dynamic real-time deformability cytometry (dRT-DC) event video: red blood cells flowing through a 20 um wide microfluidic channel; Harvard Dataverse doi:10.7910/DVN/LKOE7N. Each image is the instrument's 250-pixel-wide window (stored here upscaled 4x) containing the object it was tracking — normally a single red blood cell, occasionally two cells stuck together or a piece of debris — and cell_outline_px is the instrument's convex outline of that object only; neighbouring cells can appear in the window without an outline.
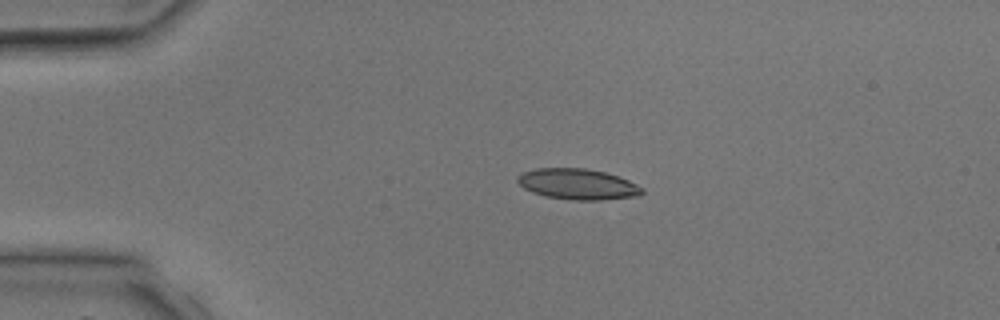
{"species": "common noctule bat (a hibernating species)", "species_latin": "Nyctalus noctula", "temperature_condition": "room temperature", "stored_images_in_passage": 4, "camera_frame_rate_fps": 3000, "um_per_image_px": 0.085, "animal": {"sex": "male", "body_mass_g": 17.9, "forearm_length_mm": 54.2}, "frame": {"image": 1, "passage_image": 2, "time_ms": 1.0, "image_size_px": [1000, 320], "cell_outline_px": [[644, 192], [640, 196], [600, 200], [572, 200], [544, 196], [532, 192], [524, 188], [516, 180], [516, 176], [524, 172], [536, 168], [584, 168], [604, 172], [620, 176], [644, 188]], "centroid_in_image_um": [49.12, 15.66], "position_along_channel_um": 35.9, "area_um2": 22.48}}